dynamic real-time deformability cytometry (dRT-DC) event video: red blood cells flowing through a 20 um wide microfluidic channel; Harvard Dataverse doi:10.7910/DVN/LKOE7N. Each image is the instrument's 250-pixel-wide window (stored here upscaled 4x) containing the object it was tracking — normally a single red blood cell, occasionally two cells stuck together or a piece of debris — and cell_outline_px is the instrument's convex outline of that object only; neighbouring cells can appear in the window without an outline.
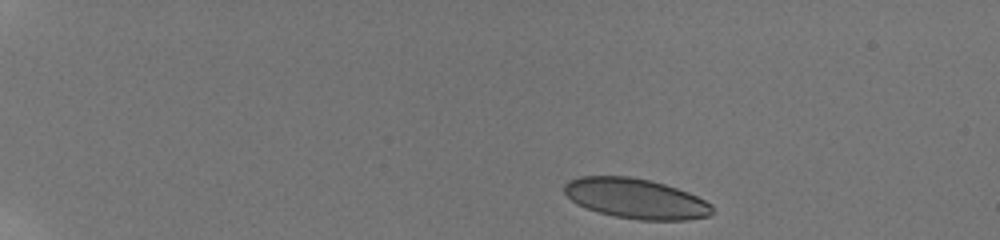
{"species": "human", "species_latin": "Homo sapiens", "temperature_condition": "room temperature", "stored_images_in_passage": 10, "camera_frame_rate_fps": 3000, "um_per_image_px": 0.085, "donor": {"sex": "male"}, "frame": {"image": 1, "passage_image": 1, "time_ms": 0.0, "image_size_px": [1000, 240], "cell_outline_px": [[716, 212], [712, 216], [688, 220], [640, 220], [616, 216], [600, 212], [576, 204], [564, 192], [564, 184], [568, 180], [580, 176], [628, 176], [652, 180], [688, 192], [712, 204]], "centroid_in_image_um": [54.09, 16.88], "position_along_channel_um": 30.9, "area_um2": 34.74}}